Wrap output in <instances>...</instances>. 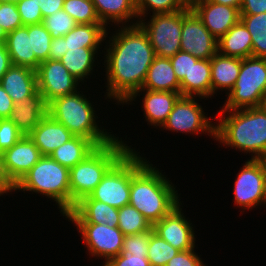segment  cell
<instances>
[{
    "label": "cell",
    "mask_w": 266,
    "mask_h": 266,
    "mask_svg": "<svg viewBox=\"0 0 266 266\" xmlns=\"http://www.w3.org/2000/svg\"><path fill=\"white\" fill-rule=\"evenodd\" d=\"M108 29L103 49L107 85L104 96L114 99L116 105H123L142 88L155 53L147 34L138 24L118 26L109 36L111 28Z\"/></svg>",
    "instance_id": "obj_1"
},
{
    "label": "cell",
    "mask_w": 266,
    "mask_h": 266,
    "mask_svg": "<svg viewBox=\"0 0 266 266\" xmlns=\"http://www.w3.org/2000/svg\"><path fill=\"white\" fill-rule=\"evenodd\" d=\"M217 114L216 118L213 117L218 120L215 126V140L220 145L244 154L249 153L251 159L266 156V110L263 106L219 110Z\"/></svg>",
    "instance_id": "obj_2"
},
{
    "label": "cell",
    "mask_w": 266,
    "mask_h": 266,
    "mask_svg": "<svg viewBox=\"0 0 266 266\" xmlns=\"http://www.w3.org/2000/svg\"><path fill=\"white\" fill-rule=\"evenodd\" d=\"M149 160L131 177L130 202L150 223L160 221L181 203L175 184ZM171 181V182H170ZM179 194V195H178Z\"/></svg>",
    "instance_id": "obj_3"
},
{
    "label": "cell",
    "mask_w": 266,
    "mask_h": 266,
    "mask_svg": "<svg viewBox=\"0 0 266 266\" xmlns=\"http://www.w3.org/2000/svg\"><path fill=\"white\" fill-rule=\"evenodd\" d=\"M83 92L78 90L54 99L48 104V114L73 135L88 138L97 147L107 145L118 136L99 124L94 102Z\"/></svg>",
    "instance_id": "obj_4"
},
{
    "label": "cell",
    "mask_w": 266,
    "mask_h": 266,
    "mask_svg": "<svg viewBox=\"0 0 266 266\" xmlns=\"http://www.w3.org/2000/svg\"><path fill=\"white\" fill-rule=\"evenodd\" d=\"M127 141L117 137L107 145L97 147L83 161L69 169L70 211L101 182L106 172L129 150Z\"/></svg>",
    "instance_id": "obj_5"
},
{
    "label": "cell",
    "mask_w": 266,
    "mask_h": 266,
    "mask_svg": "<svg viewBox=\"0 0 266 266\" xmlns=\"http://www.w3.org/2000/svg\"><path fill=\"white\" fill-rule=\"evenodd\" d=\"M31 192L46 196L58 205L59 212L66 216L70 212L69 168L60 165L50 156H43L11 189V193Z\"/></svg>",
    "instance_id": "obj_6"
},
{
    "label": "cell",
    "mask_w": 266,
    "mask_h": 266,
    "mask_svg": "<svg viewBox=\"0 0 266 266\" xmlns=\"http://www.w3.org/2000/svg\"><path fill=\"white\" fill-rule=\"evenodd\" d=\"M140 151L129 149L103 176L96 188L82 199H94L116 208L130 202L131 177L147 162Z\"/></svg>",
    "instance_id": "obj_7"
},
{
    "label": "cell",
    "mask_w": 266,
    "mask_h": 266,
    "mask_svg": "<svg viewBox=\"0 0 266 266\" xmlns=\"http://www.w3.org/2000/svg\"><path fill=\"white\" fill-rule=\"evenodd\" d=\"M266 96V58L242 59L240 73L227 94L221 110H238L262 106Z\"/></svg>",
    "instance_id": "obj_8"
},
{
    "label": "cell",
    "mask_w": 266,
    "mask_h": 266,
    "mask_svg": "<svg viewBox=\"0 0 266 266\" xmlns=\"http://www.w3.org/2000/svg\"><path fill=\"white\" fill-rule=\"evenodd\" d=\"M190 5L181 11L170 13H156L141 18L138 25L147 34L153 47L155 56L171 58L181 50V32L183 15L190 9ZM148 20V21H147Z\"/></svg>",
    "instance_id": "obj_9"
},
{
    "label": "cell",
    "mask_w": 266,
    "mask_h": 266,
    "mask_svg": "<svg viewBox=\"0 0 266 266\" xmlns=\"http://www.w3.org/2000/svg\"><path fill=\"white\" fill-rule=\"evenodd\" d=\"M197 101V97L180 96L160 129L173 133L206 134L215 141L216 123L210 120L212 117L208 118L202 105Z\"/></svg>",
    "instance_id": "obj_10"
},
{
    "label": "cell",
    "mask_w": 266,
    "mask_h": 266,
    "mask_svg": "<svg viewBox=\"0 0 266 266\" xmlns=\"http://www.w3.org/2000/svg\"><path fill=\"white\" fill-rule=\"evenodd\" d=\"M234 206L249 210L266 205V171L261 159H248L236 174ZM264 205V206H263ZM258 206V207H257Z\"/></svg>",
    "instance_id": "obj_11"
},
{
    "label": "cell",
    "mask_w": 266,
    "mask_h": 266,
    "mask_svg": "<svg viewBox=\"0 0 266 266\" xmlns=\"http://www.w3.org/2000/svg\"><path fill=\"white\" fill-rule=\"evenodd\" d=\"M80 238L84 242L89 256L103 259L107 263L122 251L124 234L118 227H108L106 224L74 223Z\"/></svg>",
    "instance_id": "obj_12"
},
{
    "label": "cell",
    "mask_w": 266,
    "mask_h": 266,
    "mask_svg": "<svg viewBox=\"0 0 266 266\" xmlns=\"http://www.w3.org/2000/svg\"><path fill=\"white\" fill-rule=\"evenodd\" d=\"M43 157L28 135L0 154V168L5 182L13 188Z\"/></svg>",
    "instance_id": "obj_13"
},
{
    "label": "cell",
    "mask_w": 266,
    "mask_h": 266,
    "mask_svg": "<svg viewBox=\"0 0 266 266\" xmlns=\"http://www.w3.org/2000/svg\"><path fill=\"white\" fill-rule=\"evenodd\" d=\"M36 73L38 90L47 104L80 90L79 87L82 86L60 60L48 59L41 62Z\"/></svg>",
    "instance_id": "obj_14"
},
{
    "label": "cell",
    "mask_w": 266,
    "mask_h": 266,
    "mask_svg": "<svg viewBox=\"0 0 266 266\" xmlns=\"http://www.w3.org/2000/svg\"><path fill=\"white\" fill-rule=\"evenodd\" d=\"M217 41L191 8L183 15L181 51L198 59H211L218 52Z\"/></svg>",
    "instance_id": "obj_15"
},
{
    "label": "cell",
    "mask_w": 266,
    "mask_h": 266,
    "mask_svg": "<svg viewBox=\"0 0 266 266\" xmlns=\"http://www.w3.org/2000/svg\"><path fill=\"white\" fill-rule=\"evenodd\" d=\"M182 203L168 215L152 225L153 232L168 242L172 247L183 251L196 247V235L193 224L184 215Z\"/></svg>",
    "instance_id": "obj_16"
},
{
    "label": "cell",
    "mask_w": 266,
    "mask_h": 266,
    "mask_svg": "<svg viewBox=\"0 0 266 266\" xmlns=\"http://www.w3.org/2000/svg\"><path fill=\"white\" fill-rule=\"evenodd\" d=\"M190 7L217 40L241 20L240 9L208 0H193Z\"/></svg>",
    "instance_id": "obj_17"
},
{
    "label": "cell",
    "mask_w": 266,
    "mask_h": 266,
    "mask_svg": "<svg viewBox=\"0 0 266 266\" xmlns=\"http://www.w3.org/2000/svg\"><path fill=\"white\" fill-rule=\"evenodd\" d=\"M141 92V93H140ZM143 92V93H142ZM142 97V110L146 123L154 128H161L171 113L175 102L181 96L179 92L152 91L140 89L136 91L124 104H132L137 97ZM131 102V103H130ZM158 126V127H157Z\"/></svg>",
    "instance_id": "obj_18"
},
{
    "label": "cell",
    "mask_w": 266,
    "mask_h": 266,
    "mask_svg": "<svg viewBox=\"0 0 266 266\" xmlns=\"http://www.w3.org/2000/svg\"><path fill=\"white\" fill-rule=\"evenodd\" d=\"M119 209L94 199H81L65 216L71 223L106 224L118 227Z\"/></svg>",
    "instance_id": "obj_19"
},
{
    "label": "cell",
    "mask_w": 266,
    "mask_h": 266,
    "mask_svg": "<svg viewBox=\"0 0 266 266\" xmlns=\"http://www.w3.org/2000/svg\"><path fill=\"white\" fill-rule=\"evenodd\" d=\"M47 114L48 104L37 90L33 95L16 103L8 119L23 135H28Z\"/></svg>",
    "instance_id": "obj_20"
},
{
    "label": "cell",
    "mask_w": 266,
    "mask_h": 266,
    "mask_svg": "<svg viewBox=\"0 0 266 266\" xmlns=\"http://www.w3.org/2000/svg\"><path fill=\"white\" fill-rule=\"evenodd\" d=\"M28 136L43 156H49L55 149L68 142L75 135L47 114Z\"/></svg>",
    "instance_id": "obj_21"
},
{
    "label": "cell",
    "mask_w": 266,
    "mask_h": 266,
    "mask_svg": "<svg viewBox=\"0 0 266 266\" xmlns=\"http://www.w3.org/2000/svg\"><path fill=\"white\" fill-rule=\"evenodd\" d=\"M91 1L94 4L98 18L107 28H109L110 25L115 28L119 25L132 26L138 24L139 19L137 16L136 0Z\"/></svg>",
    "instance_id": "obj_22"
},
{
    "label": "cell",
    "mask_w": 266,
    "mask_h": 266,
    "mask_svg": "<svg viewBox=\"0 0 266 266\" xmlns=\"http://www.w3.org/2000/svg\"><path fill=\"white\" fill-rule=\"evenodd\" d=\"M0 85L16 104L38 90L37 73L29 67L12 65L0 80Z\"/></svg>",
    "instance_id": "obj_23"
},
{
    "label": "cell",
    "mask_w": 266,
    "mask_h": 266,
    "mask_svg": "<svg viewBox=\"0 0 266 266\" xmlns=\"http://www.w3.org/2000/svg\"><path fill=\"white\" fill-rule=\"evenodd\" d=\"M241 63V58L225 56L219 52L210 59L212 96L217 95V91H225L227 95L233 89Z\"/></svg>",
    "instance_id": "obj_24"
},
{
    "label": "cell",
    "mask_w": 266,
    "mask_h": 266,
    "mask_svg": "<svg viewBox=\"0 0 266 266\" xmlns=\"http://www.w3.org/2000/svg\"><path fill=\"white\" fill-rule=\"evenodd\" d=\"M181 96L212 99L210 59H198L193 63L188 76L180 81Z\"/></svg>",
    "instance_id": "obj_25"
},
{
    "label": "cell",
    "mask_w": 266,
    "mask_h": 266,
    "mask_svg": "<svg viewBox=\"0 0 266 266\" xmlns=\"http://www.w3.org/2000/svg\"><path fill=\"white\" fill-rule=\"evenodd\" d=\"M4 44L12 65L38 69L41 62L31 55V25H23L8 33Z\"/></svg>",
    "instance_id": "obj_26"
},
{
    "label": "cell",
    "mask_w": 266,
    "mask_h": 266,
    "mask_svg": "<svg viewBox=\"0 0 266 266\" xmlns=\"http://www.w3.org/2000/svg\"><path fill=\"white\" fill-rule=\"evenodd\" d=\"M141 89L180 93V82L175 76L170 58L154 57Z\"/></svg>",
    "instance_id": "obj_27"
},
{
    "label": "cell",
    "mask_w": 266,
    "mask_h": 266,
    "mask_svg": "<svg viewBox=\"0 0 266 266\" xmlns=\"http://www.w3.org/2000/svg\"><path fill=\"white\" fill-rule=\"evenodd\" d=\"M101 48H68V51L61 57V63L67 68L79 82L84 85L85 79H90L94 67L99 63L97 55ZM99 50V51H98ZM90 77V78H89Z\"/></svg>",
    "instance_id": "obj_28"
},
{
    "label": "cell",
    "mask_w": 266,
    "mask_h": 266,
    "mask_svg": "<svg viewBox=\"0 0 266 266\" xmlns=\"http://www.w3.org/2000/svg\"><path fill=\"white\" fill-rule=\"evenodd\" d=\"M217 46L225 56L241 59L252 56V38L241 20L217 41Z\"/></svg>",
    "instance_id": "obj_29"
},
{
    "label": "cell",
    "mask_w": 266,
    "mask_h": 266,
    "mask_svg": "<svg viewBox=\"0 0 266 266\" xmlns=\"http://www.w3.org/2000/svg\"><path fill=\"white\" fill-rule=\"evenodd\" d=\"M108 28L104 24H77L64 35L65 47L100 48L104 46ZM103 43V44H102Z\"/></svg>",
    "instance_id": "obj_30"
},
{
    "label": "cell",
    "mask_w": 266,
    "mask_h": 266,
    "mask_svg": "<svg viewBox=\"0 0 266 266\" xmlns=\"http://www.w3.org/2000/svg\"><path fill=\"white\" fill-rule=\"evenodd\" d=\"M97 146L88 138L74 136L55 149L49 156L60 165L72 168L83 161Z\"/></svg>",
    "instance_id": "obj_31"
},
{
    "label": "cell",
    "mask_w": 266,
    "mask_h": 266,
    "mask_svg": "<svg viewBox=\"0 0 266 266\" xmlns=\"http://www.w3.org/2000/svg\"><path fill=\"white\" fill-rule=\"evenodd\" d=\"M252 38V56L266 58V12L254 15H241Z\"/></svg>",
    "instance_id": "obj_32"
},
{
    "label": "cell",
    "mask_w": 266,
    "mask_h": 266,
    "mask_svg": "<svg viewBox=\"0 0 266 266\" xmlns=\"http://www.w3.org/2000/svg\"><path fill=\"white\" fill-rule=\"evenodd\" d=\"M118 228L124 235L140 234L152 228L151 223L132 205L119 208Z\"/></svg>",
    "instance_id": "obj_33"
},
{
    "label": "cell",
    "mask_w": 266,
    "mask_h": 266,
    "mask_svg": "<svg viewBox=\"0 0 266 266\" xmlns=\"http://www.w3.org/2000/svg\"><path fill=\"white\" fill-rule=\"evenodd\" d=\"M179 251L155 234L152 228L150 229L147 259L151 266H166L167 262L177 255Z\"/></svg>",
    "instance_id": "obj_34"
},
{
    "label": "cell",
    "mask_w": 266,
    "mask_h": 266,
    "mask_svg": "<svg viewBox=\"0 0 266 266\" xmlns=\"http://www.w3.org/2000/svg\"><path fill=\"white\" fill-rule=\"evenodd\" d=\"M190 4L186 0H136L137 16L148 17L156 13H170L186 9ZM149 11V12H148Z\"/></svg>",
    "instance_id": "obj_35"
},
{
    "label": "cell",
    "mask_w": 266,
    "mask_h": 266,
    "mask_svg": "<svg viewBox=\"0 0 266 266\" xmlns=\"http://www.w3.org/2000/svg\"><path fill=\"white\" fill-rule=\"evenodd\" d=\"M63 10L67 12L77 24H103L98 18L91 0H65Z\"/></svg>",
    "instance_id": "obj_36"
},
{
    "label": "cell",
    "mask_w": 266,
    "mask_h": 266,
    "mask_svg": "<svg viewBox=\"0 0 266 266\" xmlns=\"http://www.w3.org/2000/svg\"><path fill=\"white\" fill-rule=\"evenodd\" d=\"M52 37L43 23L31 24V55L40 61L49 59Z\"/></svg>",
    "instance_id": "obj_37"
},
{
    "label": "cell",
    "mask_w": 266,
    "mask_h": 266,
    "mask_svg": "<svg viewBox=\"0 0 266 266\" xmlns=\"http://www.w3.org/2000/svg\"><path fill=\"white\" fill-rule=\"evenodd\" d=\"M43 25L52 38L66 35L76 25V21L63 9L43 18Z\"/></svg>",
    "instance_id": "obj_38"
},
{
    "label": "cell",
    "mask_w": 266,
    "mask_h": 266,
    "mask_svg": "<svg viewBox=\"0 0 266 266\" xmlns=\"http://www.w3.org/2000/svg\"><path fill=\"white\" fill-rule=\"evenodd\" d=\"M0 25L7 34L23 26L16 3L0 2Z\"/></svg>",
    "instance_id": "obj_39"
},
{
    "label": "cell",
    "mask_w": 266,
    "mask_h": 266,
    "mask_svg": "<svg viewBox=\"0 0 266 266\" xmlns=\"http://www.w3.org/2000/svg\"><path fill=\"white\" fill-rule=\"evenodd\" d=\"M40 2L34 0H20L16 3L23 25L39 24L43 22Z\"/></svg>",
    "instance_id": "obj_40"
},
{
    "label": "cell",
    "mask_w": 266,
    "mask_h": 266,
    "mask_svg": "<svg viewBox=\"0 0 266 266\" xmlns=\"http://www.w3.org/2000/svg\"><path fill=\"white\" fill-rule=\"evenodd\" d=\"M150 239V230L140 234L125 235L122 251L131 252L132 255H147Z\"/></svg>",
    "instance_id": "obj_41"
},
{
    "label": "cell",
    "mask_w": 266,
    "mask_h": 266,
    "mask_svg": "<svg viewBox=\"0 0 266 266\" xmlns=\"http://www.w3.org/2000/svg\"><path fill=\"white\" fill-rule=\"evenodd\" d=\"M23 134L8 118L0 119V153L11 148Z\"/></svg>",
    "instance_id": "obj_42"
},
{
    "label": "cell",
    "mask_w": 266,
    "mask_h": 266,
    "mask_svg": "<svg viewBox=\"0 0 266 266\" xmlns=\"http://www.w3.org/2000/svg\"><path fill=\"white\" fill-rule=\"evenodd\" d=\"M197 60L198 58L194 57L192 54L181 50L170 58L175 76L179 82L184 78V76H188L193 63Z\"/></svg>",
    "instance_id": "obj_43"
},
{
    "label": "cell",
    "mask_w": 266,
    "mask_h": 266,
    "mask_svg": "<svg viewBox=\"0 0 266 266\" xmlns=\"http://www.w3.org/2000/svg\"><path fill=\"white\" fill-rule=\"evenodd\" d=\"M102 266H151L147 255H132L131 252L121 251Z\"/></svg>",
    "instance_id": "obj_44"
},
{
    "label": "cell",
    "mask_w": 266,
    "mask_h": 266,
    "mask_svg": "<svg viewBox=\"0 0 266 266\" xmlns=\"http://www.w3.org/2000/svg\"><path fill=\"white\" fill-rule=\"evenodd\" d=\"M195 251V248L179 251L177 255L167 262L166 266H207Z\"/></svg>",
    "instance_id": "obj_45"
},
{
    "label": "cell",
    "mask_w": 266,
    "mask_h": 266,
    "mask_svg": "<svg viewBox=\"0 0 266 266\" xmlns=\"http://www.w3.org/2000/svg\"><path fill=\"white\" fill-rule=\"evenodd\" d=\"M266 12V0H242L240 14L254 15Z\"/></svg>",
    "instance_id": "obj_46"
},
{
    "label": "cell",
    "mask_w": 266,
    "mask_h": 266,
    "mask_svg": "<svg viewBox=\"0 0 266 266\" xmlns=\"http://www.w3.org/2000/svg\"><path fill=\"white\" fill-rule=\"evenodd\" d=\"M15 103L0 85V119L9 118Z\"/></svg>",
    "instance_id": "obj_47"
},
{
    "label": "cell",
    "mask_w": 266,
    "mask_h": 266,
    "mask_svg": "<svg viewBox=\"0 0 266 266\" xmlns=\"http://www.w3.org/2000/svg\"><path fill=\"white\" fill-rule=\"evenodd\" d=\"M68 50L65 47L64 36L52 38L49 51L50 60H60Z\"/></svg>",
    "instance_id": "obj_48"
},
{
    "label": "cell",
    "mask_w": 266,
    "mask_h": 266,
    "mask_svg": "<svg viewBox=\"0 0 266 266\" xmlns=\"http://www.w3.org/2000/svg\"><path fill=\"white\" fill-rule=\"evenodd\" d=\"M35 2H40V10L42 13V17H46L48 15L54 14L57 11L63 9L65 0H34Z\"/></svg>",
    "instance_id": "obj_49"
},
{
    "label": "cell",
    "mask_w": 266,
    "mask_h": 266,
    "mask_svg": "<svg viewBox=\"0 0 266 266\" xmlns=\"http://www.w3.org/2000/svg\"><path fill=\"white\" fill-rule=\"evenodd\" d=\"M12 66L10 55L4 43H0V80Z\"/></svg>",
    "instance_id": "obj_50"
},
{
    "label": "cell",
    "mask_w": 266,
    "mask_h": 266,
    "mask_svg": "<svg viewBox=\"0 0 266 266\" xmlns=\"http://www.w3.org/2000/svg\"><path fill=\"white\" fill-rule=\"evenodd\" d=\"M217 4H222L230 7L241 9L242 0H208Z\"/></svg>",
    "instance_id": "obj_51"
},
{
    "label": "cell",
    "mask_w": 266,
    "mask_h": 266,
    "mask_svg": "<svg viewBox=\"0 0 266 266\" xmlns=\"http://www.w3.org/2000/svg\"><path fill=\"white\" fill-rule=\"evenodd\" d=\"M0 189L5 193V194H8L10 193L11 194V187L5 182L4 178H3V175H2V172H1V168H0Z\"/></svg>",
    "instance_id": "obj_52"
},
{
    "label": "cell",
    "mask_w": 266,
    "mask_h": 266,
    "mask_svg": "<svg viewBox=\"0 0 266 266\" xmlns=\"http://www.w3.org/2000/svg\"><path fill=\"white\" fill-rule=\"evenodd\" d=\"M7 37V33L3 29V27L0 25V43H5Z\"/></svg>",
    "instance_id": "obj_53"
},
{
    "label": "cell",
    "mask_w": 266,
    "mask_h": 266,
    "mask_svg": "<svg viewBox=\"0 0 266 266\" xmlns=\"http://www.w3.org/2000/svg\"><path fill=\"white\" fill-rule=\"evenodd\" d=\"M20 0H0V2H11V3H17Z\"/></svg>",
    "instance_id": "obj_54"
},
{
    "label": "cell",
    "mask_w": 266,
    "mask_h": 266,
    "mask_svg": "<svg viewBox=\"0 0 266 266\" xmlns=\"http://www.w3.org/2000/svg\"><path fill=\"white\" fill-rule=\"evenodd\" d=\"M261 161H262L264 168H265V171H266V156L261 158Z\"/></svg>",
    "instance_id": "obj_55"
},
{
    "label": "cell",
    "mask_w": 266,
    "mask_h": 266,
    "mask_svg": "<svg viewBox=\"0 0 266 266\" xmlns=\"http://www.w3.org/2000/svg\"><path fill=\"white\" fill-rule=\"evenodd\" d=\"M262 106H263V108L266 110V96L264 97V101H263Z\"/></svg>",
    "instance_id": "obj_56"
},
{
    "label": "cell",
    "mask_w": 266,
    "mask_h": 266,
    "mask_svg": "<svg viewBox=\"0 0 266 266\" xmlns=\"http://www.w3.org/2000/svg\"><path fill=\"white\" fill-rule=\"evenodd\" d=\"M5 196V193L0 189V197Z\"/></svg>",
    "instance_id": "obj_57"
},
{
    "label": "cell",
    "mask_w": 266,
    "mask_h": 266,
    "mask_svg": "<svg viewBox=\"0 0 266 266\" xmlns=\"http://www.w3.org/2000/svg\"><path fill=\"white\" fill-rule=\"evenodd\" d=\"M189 4L193 1V0H186Z\"/></svg>",
    "instance_id": "obj_58"
}]
</instances>
